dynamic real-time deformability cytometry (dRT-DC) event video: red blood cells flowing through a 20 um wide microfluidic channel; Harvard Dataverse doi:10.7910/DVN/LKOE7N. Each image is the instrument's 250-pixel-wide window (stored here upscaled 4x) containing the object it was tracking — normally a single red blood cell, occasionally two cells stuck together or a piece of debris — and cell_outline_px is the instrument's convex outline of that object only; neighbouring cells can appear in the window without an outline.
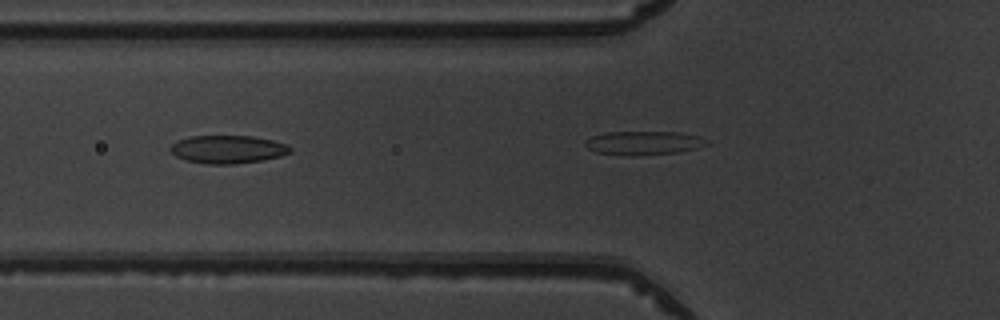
{"species": "common noctule bat (a hibernating species)", "species_latin": "Nyctalus noctula", "temperature_condition": "warm", "stored_images_in_passage": 9, "camera_frame_rate_fps": 3000, "um_per_image_px": 0.085, "animal": {"sex": "male", "body_mass_g": 19.5, "forearm_length_mm": 54.6}, "frame": {"image": 1, "passage_image": 7, "time_ms": 2.0, "image_size_px": [1000, 320], "cell_outline_px": [[292, 152], [280, 156], [260, 160], [236, 164], [204, 164], [188, 160], [176, 156], [168, 148], [176, 140], [188, 136], [252, 136], [272, 140], [288, 144], [292, 148]], "centroid_in_image_um": [19.36, 12.68], "position_along_channel_um": 106.4, "area_um2": 19.65}}